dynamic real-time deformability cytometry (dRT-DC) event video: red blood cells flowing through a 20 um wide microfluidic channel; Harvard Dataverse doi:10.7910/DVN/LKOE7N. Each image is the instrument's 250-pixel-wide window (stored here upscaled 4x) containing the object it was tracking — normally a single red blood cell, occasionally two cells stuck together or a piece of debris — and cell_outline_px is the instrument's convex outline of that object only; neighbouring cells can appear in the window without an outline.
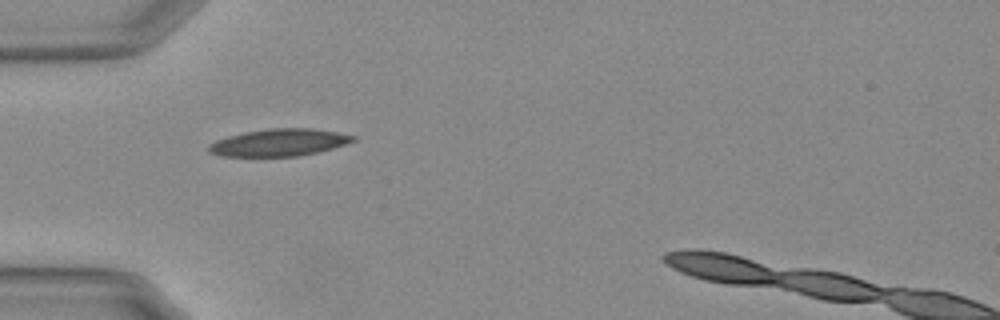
{"species": "Egyptian fruit bat (a non-hibernating species)", "species_latin": "Rousettus aegyptiacus", "temperature_condition": "warm", "stored_images_in_passage": 33, "camera_frame_rate_fps": 3000, "um_per_image_px": 0.085, "animal": {"sex": "female"}, "frame": {"image": 1, "passage_image": 1, "time_ms": 0.0, "image_size_px": [1000, 320], "cell_outline_px": [[356, 140], [332, 148], [300, 156], [220, 156], [208, 152], [208, 144], [216, 140], [228, 136], [244, 132], [268, 128], [312, 128], [336, 132], [356, 136]], "centroid_in_image_um": [23.69, 12.11], "position_along_channel_um": 61.3, "area_um2": 22.83}}
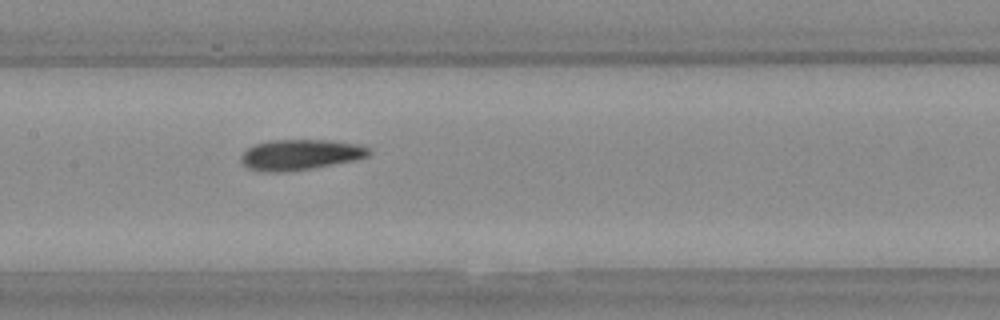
{"frame": {"image": 2, "passage_image": 11, "time_ms": 3.333, "image_size_px": [1000, 320], "cell_outline_px": [[372, 152], [368, 156], [356, 160], [312, 168], [288, 172], [260, 172], [248, 168], [240, 160], [240, 156], [252, 144], [268, 140], [328, 140], [360, 144], [372, 148]], "centroid_in_image_um": [25.53, 13.15], "position_along_channel_um": 181.9, "area_um2": 23.18}}
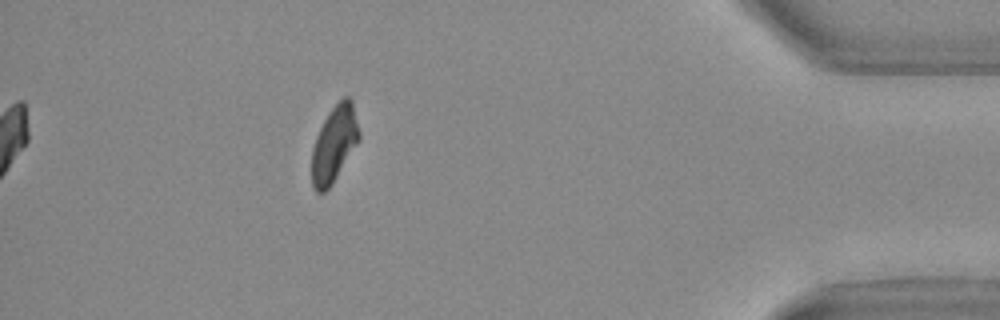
{"frame": {"image": 3, "passage_image": 33, "time_ms": 10.667, "image_size_px": [1000, 320], "cell_outline_px": [[360, 140], [332, 184], [324, 192], [316, 192], [312, 184], [312, 148], [316, 136], [328, 112], [344, 96], [348, 96], [352, 100], [360, 132]], "centroid_in_image_um": [28.42, 12.23], "position_along_channel_um": 406.8, "area_um2": 20.98}, "authors_computed_cell_mechanics": {"area_um2": 22.4264, "velocity_mm_per_s": 3.724, "shape_relaxation_time_tau1_ms": 8.2692, "shape_relaxation_time_tau2_ms": 7.2685, "deformation_change_tau1": 0.1936, "deformation_change_tau2": 0.1217}}